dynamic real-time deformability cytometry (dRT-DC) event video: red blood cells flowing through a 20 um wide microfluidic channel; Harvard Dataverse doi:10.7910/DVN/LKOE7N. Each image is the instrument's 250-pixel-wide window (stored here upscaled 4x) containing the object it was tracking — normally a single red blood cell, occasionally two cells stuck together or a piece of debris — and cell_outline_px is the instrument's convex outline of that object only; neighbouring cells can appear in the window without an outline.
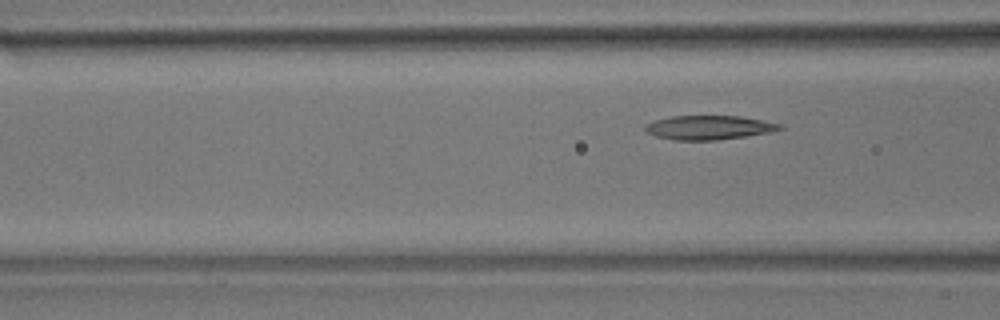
{"species": "common noctule bat (a hibernating species)", "species_latin": "Nyctalus noctula", "temperature_condition": "room temperature", "stored_images_in_passage": 8, "segment_of_instrument_passage": [2, 2], "camera_frame_rate_fps": 3000, "um_per_image_px": 0.085, "animal": {"sex": "male", "body_mass_g": 17.9}, "frame": {"image": 1, "passage_image": 8, "time_ms": 8.0, "image_size_px": [1000, 320], "cell_outline_px": [[784, 128], [772, 132], [716, 140], [676, 140], [656, 136], [648, 132], [644, 128], [644, 124], [656, 120], [672, 116], [740, 116], [780, 124]], "centroid_in_image_um": [60.24, 10.84], "position_along_channel_um": 106.4, "area_um2": 18.67}}